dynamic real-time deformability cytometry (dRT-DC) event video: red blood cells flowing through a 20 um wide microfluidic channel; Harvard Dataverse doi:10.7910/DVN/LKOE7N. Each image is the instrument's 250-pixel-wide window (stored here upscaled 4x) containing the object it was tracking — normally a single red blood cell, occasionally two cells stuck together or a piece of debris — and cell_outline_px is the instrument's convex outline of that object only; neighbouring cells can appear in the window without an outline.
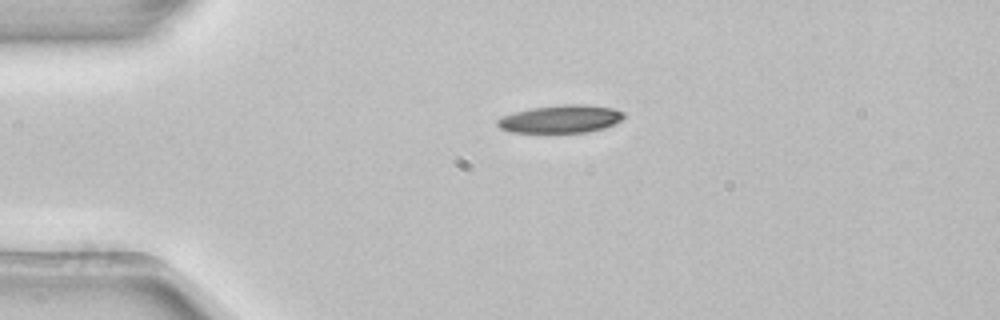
{"species": "common noctule bat (a hibernating species)", "species_latin": "Nyctalus noctula", "temperature_condition": "room temperature", "stored_images_in_passage": 3, "camera_frame_rate_fps": 3000, "um_per_image_px": 0.085, "animal": {"sex": "female", "body_mass_g": 22.7, "forearm_length_mm": 54.2}, "frame": {"image": 1, "passage_image": 1, "time_ms": 0.0, "image_size_px": [1000, 320], "cell_outline_px": [[624, 116], [620, 120], [604, 128], [588, 132], [512, 132], [500, 128], [496, 124], [496, 120], [504, 116], [516, 112], [532, 108], [564, 104], [584, 104], [612, 108], [624, 112]], "centroid_in_image_um": [47.66, 10.11], "position_along_channel_um": 37.3, "area_um2": 20.23}}